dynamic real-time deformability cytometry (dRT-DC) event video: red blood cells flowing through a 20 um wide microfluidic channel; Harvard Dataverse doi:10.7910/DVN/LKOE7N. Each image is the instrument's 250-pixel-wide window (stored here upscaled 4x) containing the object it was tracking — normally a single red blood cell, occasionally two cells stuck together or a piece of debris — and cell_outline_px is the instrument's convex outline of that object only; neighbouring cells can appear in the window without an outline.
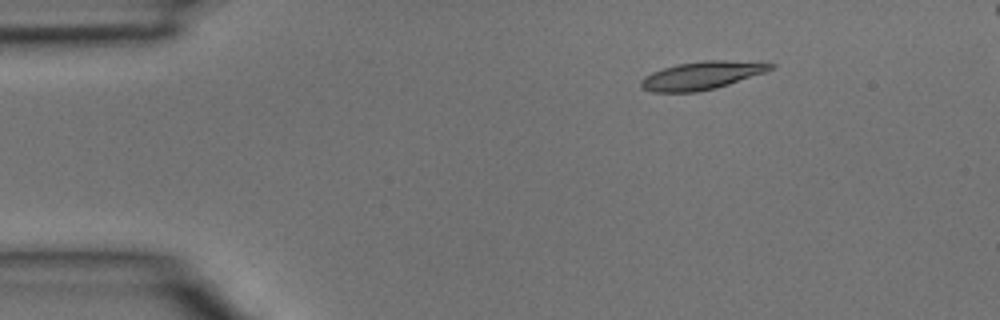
{"species": "common noctule bat (a hibernating species)", "species_latin": "Nyctalus noctula", "temperature_condition": "room temperature", "stored_images_in_passage": 5, "camera_frame_rate_fps": 3000, "um_per_image_px": 0.085, "animal": {"sex": "male", "body_mass_g": 15.6}, "frame": {"image": 1, "passage_image": 2, "time_ms": 0.333, "image_size_px": [1000, 320], "cell_outline_px": [[776, 68], [716, 88], [696, 92], [652, 92], [644, 88], [640, 84], [640, 80], [644, 76], [652, 72], [676, 64], [704, 60], [768, 60], [776, 64]], "centroid_in_image_um": [59.76, 6.38], "position_along_channel_um": 25.2, "area_um2": 21.56}}